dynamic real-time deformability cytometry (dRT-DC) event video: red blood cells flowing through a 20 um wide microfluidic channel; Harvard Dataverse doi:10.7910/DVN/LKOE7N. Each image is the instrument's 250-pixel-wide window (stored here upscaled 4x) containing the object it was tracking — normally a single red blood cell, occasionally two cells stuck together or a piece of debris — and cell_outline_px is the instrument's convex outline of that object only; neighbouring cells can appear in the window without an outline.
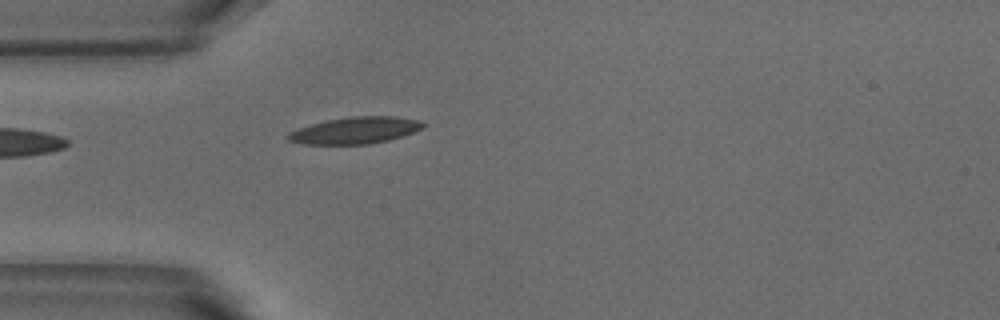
{"species": "common noctule bat (a hibernating species)", "species_latin": "Nyctalus noctula", "temperature_condition": "warm", "stored_images_in_passage": 4, "camera_frame_rate_fps": 3000, "um_per_image_px": 0.085, "animal": {"sex": "male", "body_mass_g": 18.8}, "frame": {"image": 1, "passage_image": 4, "time_ms": 1.0, "image_size_px": [1000, 320], "cell_outline_px": [[424, 128], [388, 140], [368, 144], [304, 144], [288, 140], [284, 136], [288, 132], [324, 120], [352, 116], [396, 116], [420, 120], [424, 124]], "centroid_in_image_um": [30.17, 11.07], "position_along_channel_um": 54.8, "area_um2": 20.98}}